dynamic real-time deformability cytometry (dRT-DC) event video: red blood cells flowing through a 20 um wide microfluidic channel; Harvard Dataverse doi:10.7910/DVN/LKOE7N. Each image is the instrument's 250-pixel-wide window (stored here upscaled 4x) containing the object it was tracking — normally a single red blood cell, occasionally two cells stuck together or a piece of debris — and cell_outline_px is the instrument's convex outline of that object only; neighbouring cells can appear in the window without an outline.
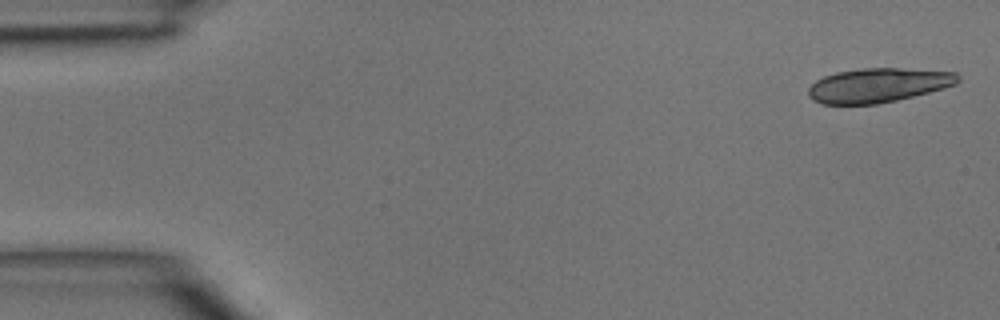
{"species": "common noctule bat (a hibernating species)", "species_latin": "Nyctalus noctula", "temperature_condition": "room temperature", "stored_images_in_passage": 9, "camera_frame_rate_fps": 3000, "um_per_image_px": 0.085, "animal": {"sex": "male", "body_mass_g": 15.6}, "frame": {"image": 1, "passage_image": 1, "time_ms": 0.0, "image_size_px": [1000, 320], "cell_outline_px": [[960, 80], [956, 84], [944, 88], [896, 100], [876, 104], [820, 104], [812, 100], [808, 96], [808, 88], [816, 80], [824, 76], [836, 72], [860, 68], [900, 68], [956, 72], [960, 76]], "centroid_in_image_um": [74.62, 7.24], "position_along_channel_um": 10.4, "area_um2": 29.94}}